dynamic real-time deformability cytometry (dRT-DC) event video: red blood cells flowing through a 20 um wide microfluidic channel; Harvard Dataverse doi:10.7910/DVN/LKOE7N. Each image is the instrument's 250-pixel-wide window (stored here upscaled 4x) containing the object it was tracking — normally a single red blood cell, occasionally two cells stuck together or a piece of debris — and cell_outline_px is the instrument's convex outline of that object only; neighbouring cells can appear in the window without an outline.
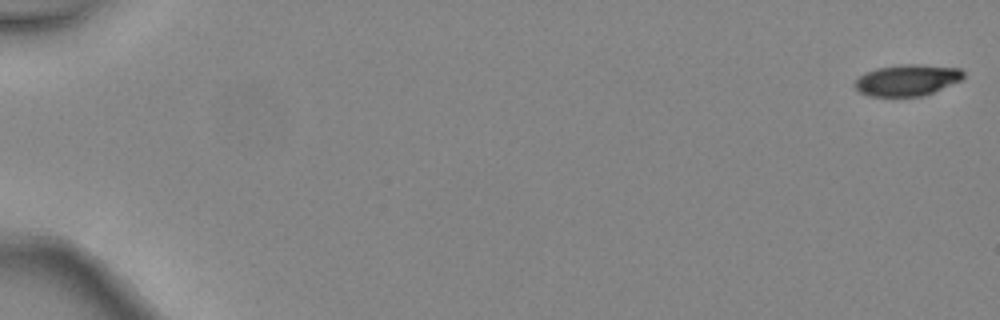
{"species": "common noctule bat (a hibernating species)", "species_latin": "Nyctalus noctula", "temperature_condition": "warm", "stored_images_in_passage": 5, "camera_frame_rate_fps": 3000, "um_per_image_px": 0.085, "animal": {"sex": "female", "body_mass_g": 24.6, "forearm_length_mm": 56.2}, "frame": {"image": 1, "passage_image": 1, "time_ms": 0.0, "image_size_px": [1000, 320], "cell_outline_px": [[964, 76], [960, 80], [924, 96], [868, 96], [860, 92], [856, 88], [856, 80], [864, 72], [876, 68], [904, 64], [916, 64], [960, 68], [964, 72]], "centroid_in_image_um": [77.1, 6.81], "position_along_channel_um": 7.9, "area_um2": 19.65}}
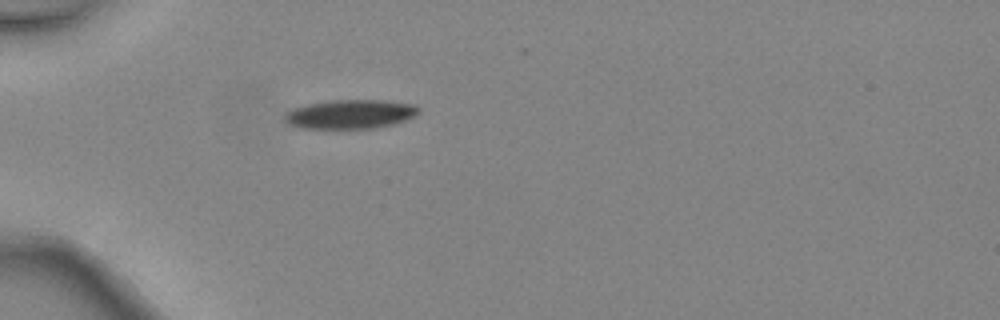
{"frame": {"image": 2, "passage_image": 5, "time_ms": 1.333, "image_size_px": [1000, 320], "cell_outline_px": [[420, 112], [404, 120], [392, 124], [372, 128], [300, 128], [288, 124], [284, 120], [284, 116], [292, 108], [308, 104], [332, 100], [384, 100], [416, 104], [420, 108]], "centroid_in_image_um": [29.77, 9.69], "position_along_channel_um": 55.2, "area_um2": 22.6}}